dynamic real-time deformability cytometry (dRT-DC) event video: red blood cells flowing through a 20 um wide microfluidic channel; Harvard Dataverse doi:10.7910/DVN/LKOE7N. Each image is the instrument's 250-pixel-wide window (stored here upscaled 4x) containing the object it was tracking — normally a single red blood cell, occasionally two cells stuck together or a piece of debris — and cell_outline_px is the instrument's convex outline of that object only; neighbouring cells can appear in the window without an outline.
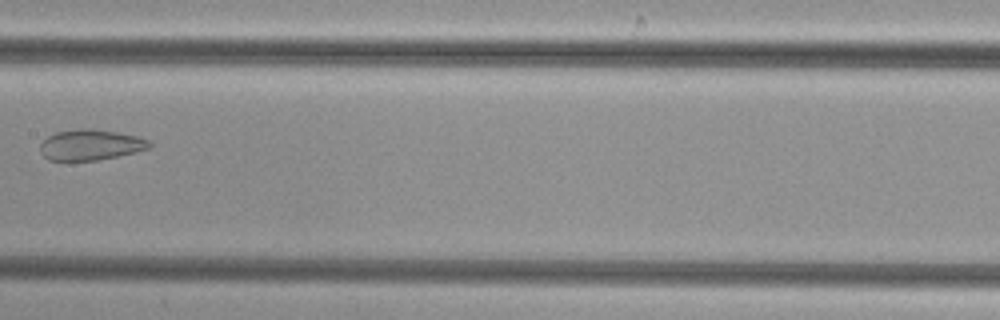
{"species": "common noctule bat (a hibernating species)", "species_latin": "Nyctalus noctula", "temperature_condition": "cold", "stored_images_in_passage": 6, "camera_frame_rate_fps": 3000, "um_per_image_px": 0.085, "animal": {"sex": "female", "body_mass_g": 29.2, "forearm_length_mm": 56.3}, "frame": {"image": 1, "passage_image": 5, "time_ms": 4.667, "image_size_px": [1000, 320], "cell_outline_px": [[152, 144], [148, 148], [136, 152], [96, 160], [48, 160], [40, 152], [40, 144], [48, 136], [56, 132], [80, 128], [92, 128], [140, 136], [148, 140]], "centroid_in_image_um": [7.7, 12.3], "position_along_channel_um": 199.7, "area_um2": 19.48}}